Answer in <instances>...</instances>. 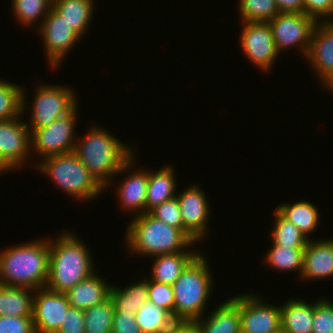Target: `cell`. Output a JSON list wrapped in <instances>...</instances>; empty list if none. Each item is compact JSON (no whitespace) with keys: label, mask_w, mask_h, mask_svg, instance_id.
Instances as JSON below:
<instances>
[{"label":"cell","mask_w":333,"mask_h":333,"mask_svg":"<svg viewBox=\"0 0 333 333\" xmlns=\"http://www.w3.org/2000/svg\"><path fill=\"white\" fill-rule=\"evenodd\" d=\"M133 149L116 139L109 130L95 125L86 136L77 139L73 153L94 179L108 189L114 176L120 174V169L135 154Z\"/></svg>","instance_id":"6da1fadb"},{"label":"cell","mask_w":333,"mask_h":333,"mask_svg":"<svg viewBox=\"0 0 333 333\" xmlns=\"http://www.w3.org/2000/svg\"><path fill=\"white\" fill-rule=\"evenodd\" d=\"M34 239L0 251V284L31 288L46 287L50 243Z\"/></svg>","instance_id":"7a4b0ae2"},{"label":"cell","mask_w":333,"mask_h":333,"mask_svg":"<svg viewBox=\"0 0 333 333\" xmlns=\"http://www.w3.org/2000/svg\"><path fill=\"white\" fill-rule=\"evenodd\" d=\"M52 240L49 238L48 289L66 293L96 273L91 252L74 233L67 230Z\"/></svg>","instance_id":"3957f363"},{"label":"cell","mask_w":333,"mask_h":333,"mask_svg":"<svg viewBox=\"0 0 333 333\" xmlns=\"http://www.w3.org/2000/svg\"><path fill=\"white\" fill-rule=\"evenodd\" d=\"M126 229L127 249L145 257L192 251L189 249L195 245L180 229L171 227L150 213L133 217Z\"/></svg>","instance_id":"277c9868"},{"label":"cell","mask_w":333,"mask_h":333,"mask_svg":"<svg viewBox=\"0 0 333 333\" xmlns=\"http://www.w3.org/2000/svg\"><path fill=\"white\" fill-rule=\"evenodd\" d=\"M206 259L201 252L172 285L175 300L174 320L177 323H194L205 317L203 313L214 284Z\"/></svg>","instance_id":"5b68a950"},{"label":"cell","mask_w":333,"mask_h":333,"mask_svg":"<svg viewBox=\"0 0 333 333\" xmlns=\"http://www.w3.org/2000/svg\"><path fill=\"white\" fill-rule=\"evenodd\" d=\"M37 170L45 174L52 182L73 199L90 201L97 199L104 188L88 172L80 159L73 153L54 155L38 161Z\"/></svg>","instance_id":"8992f818"},{"label":"cell","mask_w":333,"mask_h":333,"mask_svg":"<svg viewBox=\"0 0 333 333\" xmlns=\"http://www.w3.org/2000/svg\"><path fill=\"white\" fill-rule=\"evenodd\" d=\"M34 92L30 106L31 118L28 121L30 124H27L30 132L50 125L78 106L76 93L65 85L42 84Z\"/></svg>","instance_id":"52a82bcc"},{"label":"cell","mask_w":333,"mask_h":333,"mask_svg":"<svg viewBox=\"0 0 333 333\" xmlns=\"http://www.w3.org/2000/svg\"><path fill=\"white\" fill-rule=\"evenodd\" d=\"M77 108L79 109L76 106L71 112L50 125L31 132V150L34 154H39L40 159L73 152L77 141L74 135L78 116Z\"/></svg>","instance_id":"ba28073f"},{"label":"cell","mask_w":333,"mask_h":333,"mask_svg":"<svg viewBox=\"0 0 333 333\" xmlns=\"http://www.w3.org/2000/svg\"><path fill=\"white\" fill-rule=\"evenodd\" d=\"M268 23L278 53L297 46L306 57L313 29L318 24L314 19L304 13H279Z\"/></svg>","instance_id":"9c48e42d"},{"label":"cell","mask_w":333,"mask_h":333,"mask_svg":"<svg viewBox=\"0 0 333 333\" xmlns=\"http://www.w3.org/2000/svg\"><path fill=\"white\" fill-rule=\"evenodd\" d=\"M25 89H22V114L14 119L0 121V157L13 170L20 169L31 152V132L21 116L27 108ZM30 151V152H29Z\"/></svg>","instance_id":"30bf717a"},{"label":"cell","mask_w":333,"mask_h":333,"mask_svg":"<svg viewBox=\"0 0 333 333\" xmlns=\"http://www.w3.org/2000/svg\"><path fill=\"white\" fill-rule=\"evenodd\" d=\"M39 36L43 41L45 55L54 69L60 66L72 47L81 37L53 8L38 24ZM42 36V37H41Z\"/></svg>","instance_id":"8fae6325"},{"label":"cell","mask_w":333,"mask_h":333,"mask_svg":"<svg viewBox=\"0 0 333 333\" xmlns=\"http://www.w3.org/2000/svg\"><path fill=\"white\" fill-rule=\"evenodd\" d=\"M239 36L244 55L260 70L269 72L279 57L268 22H242Z\"/></svg>","instance_id":"7c38bea8"},{"label":"cell","mask_w":333,"mask_h":333,"mask_svg":"<svg viewBox=\"0 0 333 333\" xmlns=\"http://www.w3.org/2000/svg\"><path fill=\"white\" fill-rule=\"evenodd\" d=\"M183 219V233L193 242L197 243L207 236L210 210L209 201L199 185H190L176 195ZM208 220V221H207Z\"/></svg>","instance_id":"4fadbf2b"},{"label":"cell","mask_w":333,"mask_h":333,"mask_svg":"<svg viewBox=\"0 0 333 333\" xmlns=\"http://www.w3.org/2000/svg\"><path fill=\"white\" fill-rule=\"evenodd\" d=\"M243 294L240 295L242 333H270L281 327V305L267 304L255 293Z\"/></svg>","instance_id":"5bb4252c"},{"label":"cell","mask_w":333,"mask_h":333,"mask_svg":"<svg viewBox=\"0 0 333 333\" xmlns=\"http://www.w3.org/2000/svg\"><path fill=\"white\" fill-rule=\"evenodd\" d=\"M70 307L65 293L47 287L36 289L32 315L36 333H56Z\"/></svg>","instance_id":"9a60e30c"},{"label":"cell","mask_w":333,"mask_h":333,"mask_svg":"<svg viewBox=\"0 0 333 333\" xmlns=\"http://www.w3.org/2000/svg\"><path fill=\"white\" fill-rule=\"evenodd\" d=\"M305 58L326 87L333 80V24L320 22L315 26Z\"/></svg>","instance_id":"2e32d148"},{"label":"cell","mask_w":333,"mask_h":333,"mask_svg":"<svg viewBox=\"0 0 333 333\" xmlns=\"http://www.w3.org/2000/svg\"><path fill=\"white\" fill-rule=\"evenodd\" d=\"M135 155H133L120 169L119 173L125 174L129 169L130 174L125 175L124 180L118 182L116 185V195L119 199L121 209L124 211L136 213L135 216H139L146 213V194H147V184H148V170H141L135 168L132 171L131 168L135 164Z\"/></svg>","instance_id":"e0dca14e"},{"label":"cell","mask_w":333,"mask_h":333,"mask_svg":"<svg viewBox=\"0 0 333 333\" xmlns=\"http://www.w3.org/2000/svg\"><path fill=\"white\" fill-rule=\"evenodd\" d=\"M301 279L318 280L333 276V239L308 240L304 249Z\"/></svg>","instance_id":"ac0fdd59"},{"label":"cell","mask_w":333,"mask_h":333,"mask_svg":"<svg viewBox=\"0 0 333 333\" xmlns=\"http://www.w3.org/2000/svg\"><path fill=\"white\" fill-rule=\"evenodd\" d=\"M206 318L194 322L200 333H242L240 294L220 303Z\"/></svg>","instance_id":"d6986e66"},{"label":"cell","mask_w":333,"mask_h":333,"mask_svg":"<svg viewBox=\"0 0 333 333\" xmlns=\"http://www.w3.org/2000/svg\"><path fill=\"white\" fill-rule=\"evenodd\" d=\"M111 286L97 273L81 281L65 295L71 307L86 310L100 304L110 297Z\"/></svg>","instance_id":"ffe728a7"},{"label":"cell","mask_w":333,"mask_h":333,"mask_svg":"<svg viewBox=\"0 0 333 333\" xmlns=\"http://www.w3.org/2000/svg\"><path fill=\"white\" fill-rule=\"evenodd\" d=\"M201 253L195 251H182L172 254H161L155 258L149 279L163 284L173 285L186 267Z\"/></svg>","instance_id":"44dd1931"},{"label":"cell","mask_w":333,"mask_h":333,"mask_svg":"<svg viewBox=\"0 0 333 333\" xmlns=\"http://www.w3.org/2000/svg\"><path fill=\"white\" fill-rule=\"evenodd\" d=\"M314 301L288 299L281 306V327L286 333H312Z\"/></svg>","instance_id":"7402d4cb"},{"label":"cell","mask_w":333,"mask_h":333,"mask_svg":"<svg viewBox=\"0 0 333 333\" xmlns=\"http://www.w3.org/2000/svg\"><path fill=\"white\" fill-rule=\"evenodd\" d=\"M173 167L164 166L158 171H148V184L146 194V213L153 208L176 197V185Z\"/></svg>","instance_id":"603a6c76"},{"label":"cell","mask_w":333,"mask_h":333,"mask_svg":"<svg viewBox=\"0 0 333 333\" xmlns=\"http://www.w3.org/2000/svg\"><path fill=\"white\" fill-rule=\"evenodd\" d=\"M34 293L31 288L0 284V317H32Z\"/></svg>","instance_id":"cb8c5ba5"},{"label":"cell","mask_w":333,"mask_h":333,"mask_svg":"<svg viewBox=\"0 0 333 333\" xmlns=\"http://www.w3.org/2000/svg\"><path fill=\"white\" fill-rule=\"evenodd\" d=\"M52 8L80 37L90 27L94 15L93 0H53Z\"/></svg>","instance_id":"d4e9b609"},{"label":"cell","mask_w":333,"mask_h":333,"mask_svg":"<svg viewBox=\"0 0 333 333\" xmlns=\"http://www.w3.org/2000/svg\"><path fill=\"white\" fill-rule=\"evenodd\" d=\"M110 298L115 312L136 314L139 308L148 301V278L141 279L125 288L111 286Z\"/></svg>","instance_id":"484cf974"},{"label":"cell","mask_w":333,"mask_h":333,"mask_svg":"<svg viewBox=\"0 0 333 333\" xmlns=\"http://www.w3.org/2000/svg\"><path fill=\"white\" fill-rule=\"evenodd\" d=\"M276 210L287 220L291 221L308 238L320 223L318 208L308 200L298 201L292 204L281 203Z\"/></svg>","instance_id":"4316f807"},{"label":"cell","mask_w":333,"mask_h":333,"mask_svg":"<svg viewBox=\"0 0 333 333\" xmlns=\"http://www.w3.org/2000/svg\"><path fill=\"white\" fill-rule=\"evenodd\" d=\"M135 319L142 333H166L177 324L167 310L150 301L139 308Z\"/></svg>","instance_id":"83f0119b"},{"label":"cell","mask_w":333,"mask_h":333,"mask_svg":"<svg viewBox=\"0 0 333 333\" xmlns=\"http://www.w3.org/2000/svg\"><path fill=\"white\" fill-rule=\"evenodd\" d=\"M305 248H291L287 246H280L273 242L271 249L267 252L264 257L266 265L281 271L294 270L300 273V277L303 271V259H304Z\"/></svg>","instance_id":"f1b7e54d"},{"label":"cell","mask_w":333,"mask_h":333,"mask_svg":"<svg viewBox=\"0 0 333 333\" xmlns=\"http://www.w3.org/2000/svg\"><path fill=\"white\" fill-rule=\"evenodd\" d=\"M274 211V227L270 232L272 242L280 246L305 248L310 238L291 221L284 218L276 209Z\"/></svg>","instance_id":"f546056e"},{"label":"cell","mask_w":333,"mask_h":333,"mask_svg":"<svg viewBox=\"0 0 333 333\" xmlns=\"http://www.w3.org/2000/svg\"><path fill=\"white\" fill-rule=\"evenodd\" d=\"M114 313V305L110 297L84 310L85 333H111Z\"/></svg>","instance_id":"4dcf8cb0"},{"label":"cell","mask_w":333,"mask_h":333,"mask_svg":"<svg viewBox=\"0 0 333 333\" xmlns=\"http://www.w3.org/2000/svg\"><path fill=\"white\" fill-rule=\"evenodd\" d=\"M13 14L22 25L31 26L44 20L53 6V0H12Z\"/></svg>","instance_id":"1f68e13d"},{"label":"cell","mask_w":333,"mask_h":333,"mask_svg":"<svg viewBox=\"0 0 333 333\" xmlns=\"http://www.w3.org/2000/svg\"><path fill=\"white\" fill-rule=\"evenodd\" d=\"M241 22H268L279 14L275 0H239Z\"/></svg>","instance_id":"d6a6232c"},{"label":"cell","mask_w":333,"mask_h":333,"mask_svg":"<svg viewBox=\"0 0 333 333\" xmlns=\"http://www.w3.org/2000/svg\"><path fill=\"white\" fill-rule=\"evenodd\" d=\"M23 87L0 79V121L14 119L22 114Z\"/></svg>","instance_id":"836d02e7"},{"label":"cell","mask_w":333,"mask_h":333,"mask_svg":"<svg viewBox=\"0 0 333 333\" xmlns=\"http://www.w3.org/2000/svg\"><path fill=\"white\" fill-rule=\"evenodd\" d=\"M148 301L167 310L174 318V290L172 285L153 281L148 277Z\"/></svg>","instance_id":"e575fe53"},{"label":"cell","mask_w":333,"mask_h":333,"mask_svg":"<svg viewBox=\"0 0 333 333\" xmlns=\"http://www.w3.org/2000/svg\"><path fill=\"white\" fill-rule=\"evenodd\" d=\"M312 333H333V301L329 298L314 302Z\"/></svg>","instance_id":"d590c367"},{"label":"cell","mask_w":333,"mask_h":333,"mask_svg":"<svg viewBox=\"0 0 333 333\" xmlns=\"http://www.w3.org/2000/svg\"><path fill=\"white\" fill-rule=\"evenodd\" d=\"M153 217L183 232V219L177 197L166 200L149 212Z\"/></svg>","instance_id":"8d00e7d4"},{"label":"cell","mask_w":333,"mask_h":333,"mask_svg":"<svg viewBox=\"0 0 333 333\" xmlns=\"http://www.w3.org/2000/svg\"><path fill=\"white\" fill-rule=\"evenodd\" d=\"M0 333H36L32 317H0Z\"/></svg>","instance_id":"74e56055"},{"label":"cell","mask_w":333,"mask_h":333,"mask_svg":"<svg viewBox=\"0 0 333 333\" xmlns=\"http://www.w3.org/2000/svg\"><path fill=\"white\" fill-rule=\"evenodd\" d=\"M304 14L314 19L317 23L321 21V23L331 24L332 0H304ZM325 17L327 18L326 20Z\"/></svg>","instance_id":"f35d334b"},{"label":"cell","mask_w":333,"mask_h":333,"mask_svg":"<svg viewBox=\"0 0 333 333\" xmlns=\"http://www.w3.org/2000/svg\"><path fill=\"white\" fill-rule=\"evenodd\" d=\"M84 311L70 307L56 333H85Z\"/></svg>","instance_id":"ab89813d"},{"label":"cell","mask_w":333,"mask_h":333,"mask_svg":"<svg viewBox=\"0 0 333 333\" xmlns=\"http://www.w3.org/2000/svg\"><path fill=\"white\" fill-rule=\"evenodd\" d=\"M111 333H142L135 319V314L115 312Z\"/></svg>","instance_id":"60d3db41"},{"label":"cell","mask_w":333,"mask_h":333,"mask_svg":"<svg viewBox=\"0 0 333 333\" xmlns=\"http://www.w3.org/2000/svg\"><path fill=\"white\" fill-rule=\"evenodd\" d=\"M279 13H304V0H275Z\"/></svg>","instance_id":"b9f144b4"},{"label":"cell","mask_w":333,"mask_h":333,"mask_svg":"<svg viewBox=\"0 0 333 333\" xmlns=\"http://www.w3.org/2000/svg\"><path fill=\"white\" fill-rule=\"evenodd\" d=\"M166 333H200L194 323H177L170 331Z\"/></svg>","instance_id":"7bdbcfd3"},{"label":"cell","mask_w":333,"mask_h":333,"mask_svg":"<svg viewBox=\"0 0 333 333\" xmlns=\"http://www.w3.org/2000/svg\"><path fill=\"white\" fill-rule=\"evenodd\" d=\"M7 170L12 171V169L0 157V173Z\"/></svg>","instance_id":"ee69618b"},{"label":"cell","mask_w":333,"mask_h":333,"mask_svg":"<svg viewBox=\"0 0 333 333\" xmlns=\"http://www.w3.org/2000/svg\"><path fill=\"white\" fill-rule=\"evenodd\" d=\"M326 88H328L327 90L333 92V80L326 87H324V89H326Z\"/></svg>","instance_id":"f6af8a7d"},{"label":"cell","mask_w":333,"mask_h":333,"mask_svg":"<svg viewBox=\"0 0 333 333\" xmlns=\"http://www.w3.org/2000/svg\"><path fill=\"white\" fill-rule=\"evenodd\" d=\"M270 333H286V332H285V330L282 327H280L279 329H277V330H275L273 332H270Z\"/></svg>","instance_id":"bcb514c9"},{"label":"cell","mask_w":333,"mask_h":333,"mask_svg":"<svg viewBox=\"0 0 333 333\" xmlns=\"http://www.w3.org/2000/svg\"><path fill=\"white\" fill-rule=\"evenodd\" d=\"M331 24H333V0H332V17H331Z\"/></svg>","instance_id":"7dc6e473"}]
</instances>
